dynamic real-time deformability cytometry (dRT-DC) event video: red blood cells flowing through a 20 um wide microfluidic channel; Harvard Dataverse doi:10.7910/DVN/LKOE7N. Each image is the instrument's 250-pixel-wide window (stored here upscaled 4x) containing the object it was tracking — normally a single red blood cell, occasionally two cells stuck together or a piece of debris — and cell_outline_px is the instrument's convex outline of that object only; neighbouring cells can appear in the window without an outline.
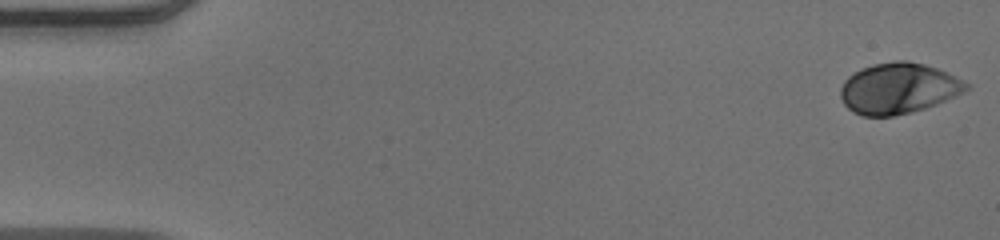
{"species": "human", "species_latin": "Homo sapiens", "temperature_condition": "warm", "stored_images_in_passage": 52, "camera_frame_rate_fps": 3000, "um_per_image_px": 0.085, "donor": {"sex": "male"}, "frame": {"image": 1, "passage_image": 1, "time_ms": 0.0, "image_size_px": [1000, 240], "cell_outline_px": [[968, 88], [936, 104], [912, 112], [892, 116], [860, 116], [852, 112], [844, 104], [840, 96], [840, 88], [844, 80], [848, 76], [872, 64], [896, 60], [908, 60], [924, 64], [948, 72], [968, 84]], "centroid_in_image_um": [76.3, 7.51], "position_along_channel_um": 8.7, "area_um2": 36.93}}
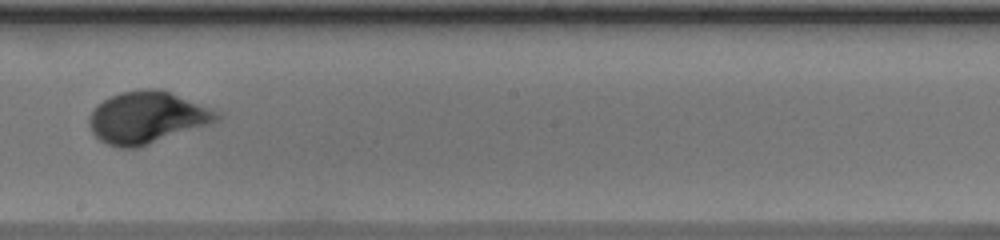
{"frame": {"image": 2, "passage_image": 30, "time_ms": 9.667, "image_size_px": [1000, 240], "cell_outline_px": [[220, 120], [140, 148], [120, 148], [108, 144], [100, 140], [92, 132], [88, 124], [88, 116], [96, 104], [108, 96], [120, 92], [140, 88], [160, 88], [220, 112]], "centroid_in_image_um": [12.45, 9.98], "position_along_channel_um": 235.7, "area_um2": 39.02}}
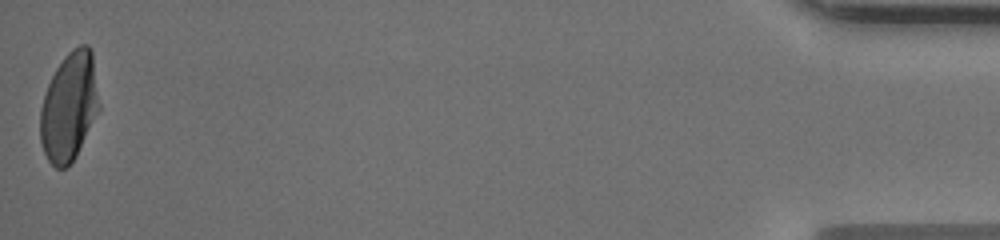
{"frame": {"image": 3, "passage_image": 52, "time_ms": 17.0, "image_size_px": [1000, 240], "cell_outline_px": [[100, 108], [76, 156], [64, 168], [56, 168], [48, 160], [44, 152], [40, 140], [40, 108], [48, 84], [56, 68], [64, 56], [72, 48], [80, 44], [88, 44], [92, 52], [100, 104]], "centroid_in_image_um": [5.88, 9.04], "position_along_channel_um": 429.3, "area_um2": 37.22}, "authors_computed_cell_mechanics": {"area_um2": 36.414, "velocity_mm_per_s": 3.9206, "shape_relaxation_time_tau1_ms": 3.3308, "shape_relaxation_time_tau2_ms": null, "deformation_change_tau1": 0.1878, "deformation_change_tau2": null}}